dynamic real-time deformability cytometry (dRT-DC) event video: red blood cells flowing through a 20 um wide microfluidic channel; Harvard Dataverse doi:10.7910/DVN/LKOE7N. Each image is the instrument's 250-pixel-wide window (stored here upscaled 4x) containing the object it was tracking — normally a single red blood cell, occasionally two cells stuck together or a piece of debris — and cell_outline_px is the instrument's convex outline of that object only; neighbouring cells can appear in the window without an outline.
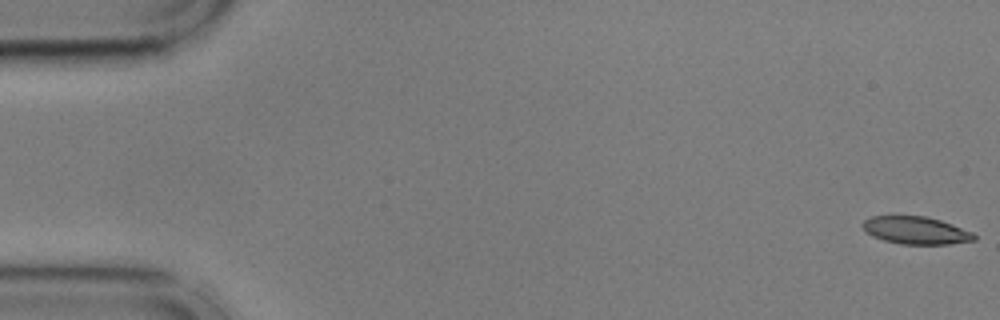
{"species": "common noctule bat (a hibernating species)", "species_latin": "Nyctalus noctula", "temperature_condition": "cold", "stored_images_in_passage": 55, "camera_frame_rate_fps": 3000, "um_per_image_px": 0.085, "animal": {"sex": "male", "body_mass_g": 17.9, "forearm_length_mm": 54.2}, "frame": {"image": 1, "passage_image": 1, "time_ms": 0.0, "image_size_px": [1000, 320], "cell_outline_px": [[976, 240], [948, 244], [900, 244], [884, 240], [872, 236], [860, 224], [864, 220], [872, 216], [924, 216], [940, 220], [952, 224], [972, 232], [976, 236]], "centroid_in_image_um": [77.85, 19.58], "position_along_channel_um": 7.2, "area_um2": 17.8}}
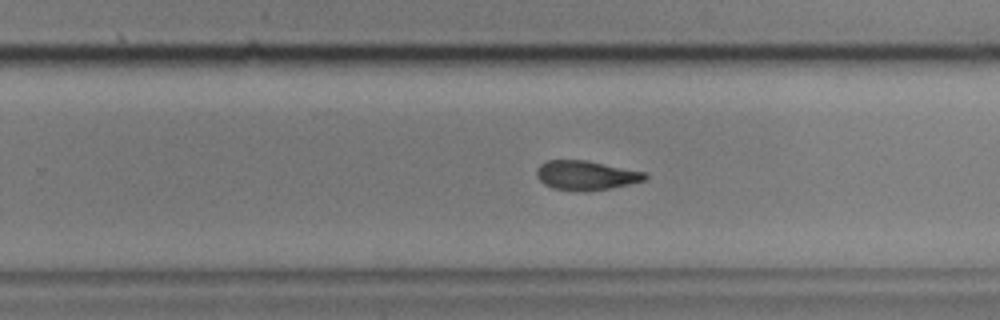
{"frame": {"image": 2, "passage_image": 35, "time_ms": 11.333, "image_size_px": [1000, 320], "cell_outline_px": [[648, 176], [644, 180], [628, 184], [608, 188], [584, 192], [552, 188], [544, 184], [536, 176], [536, 168], [540, 164], [548, 160], [584, 160], [644, 172]], "centroid_in_image_um": [49.74, 14.91], "position_along_channel_um": 280.1, "area_um2": 18.32}}
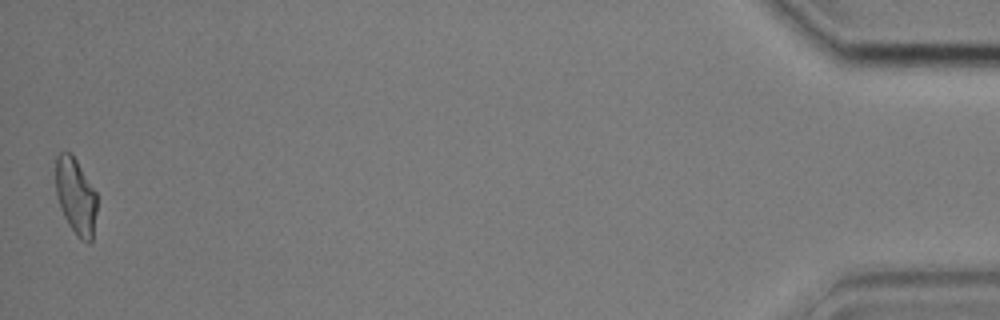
{"frame": {"image": 3, "passage_image": 55, "time_ms": 18.0, "image_size_px": [1000, 320], "cell_outline_px": [[96, 212], [92, 240], [88, 244], [80, 240], [76, 236], [68, 224], [60, 208], [56, 196], [56, 156], [60, 152], [72, 152], [96, 192]], "centroid_in_image_um": [6.43, 16.69], "position_along_channel_um": 428.8, "area_um2": 18.55}, "authors_computed_cell_mechanics": {"area_um2": 19.1318, "velocity_mm_per_s": 3.6085, "shape_relaxation_time_tau1_ms": 5.1772, "shape_relaxation_time_tau2_ms": 3.4675, "deformation_change_tau1": 0.162, "deformation_change_tau2": 0.0932}}